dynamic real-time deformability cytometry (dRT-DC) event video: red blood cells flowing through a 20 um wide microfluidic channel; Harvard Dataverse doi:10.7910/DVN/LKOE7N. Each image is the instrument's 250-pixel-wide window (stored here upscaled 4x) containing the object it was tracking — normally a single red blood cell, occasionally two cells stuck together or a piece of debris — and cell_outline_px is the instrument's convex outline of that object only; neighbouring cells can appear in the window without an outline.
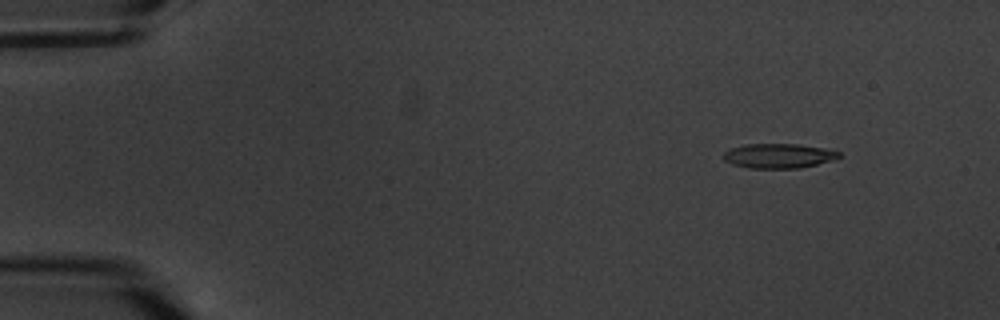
{"species": "common noctule bat (a hibernating species)", "species_latin": "Nyctalus noctula", "temperature_condition": "warm", "stored_images_in_passage": 6, "camera_frame_rate_fps": 3000, "um_per_image_px": 0.085, "animal": {"sex": "male", "body_mass_g": 20.1, "forearm_length_mm": 53.5}, "frame": {"image": 1, "passage_image": 2, "time_ms": 1.333, "image_size_px": [1000, 320], "cell_outline_px": [[840, 156], [832, 160], [800, 168], [748, 168], [732, 164], [724, 160], [724, 152], [732, 148], [744, 144], [796, 144], [824, 148], [840, 152]], "centroid_in_image_um": [66.16, 13.25], "position_along_channel_um": 18.8, "area_um2": 16.42}}
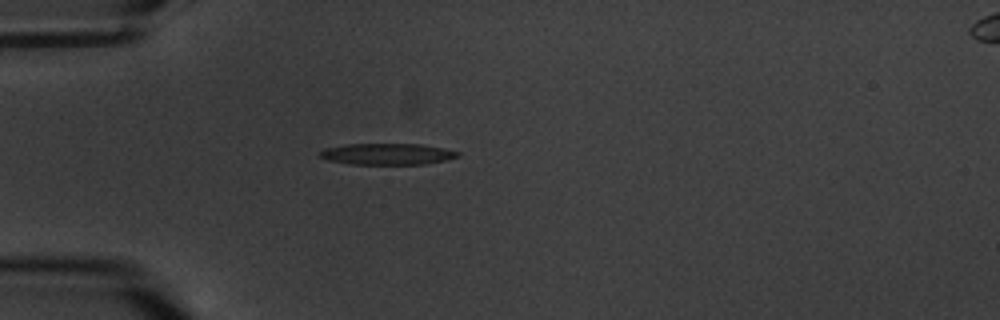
{"frame": {"image": 2, "passage_image": 5, "time_ms": 5.0, "image_size_px": [1000, 320], "cell_outline_px": [[460, 156], [444, 160], [424, 164], [348, 164], [328, 160], [320, 156], [320, 152], [324, 148], [348, 144], [420, 144], [444, 148], [460, 152]], "centroid_in_image_um": [32.92, 13.09], "position_along_channel_um": 52.1, "area_um2": 17.05}}